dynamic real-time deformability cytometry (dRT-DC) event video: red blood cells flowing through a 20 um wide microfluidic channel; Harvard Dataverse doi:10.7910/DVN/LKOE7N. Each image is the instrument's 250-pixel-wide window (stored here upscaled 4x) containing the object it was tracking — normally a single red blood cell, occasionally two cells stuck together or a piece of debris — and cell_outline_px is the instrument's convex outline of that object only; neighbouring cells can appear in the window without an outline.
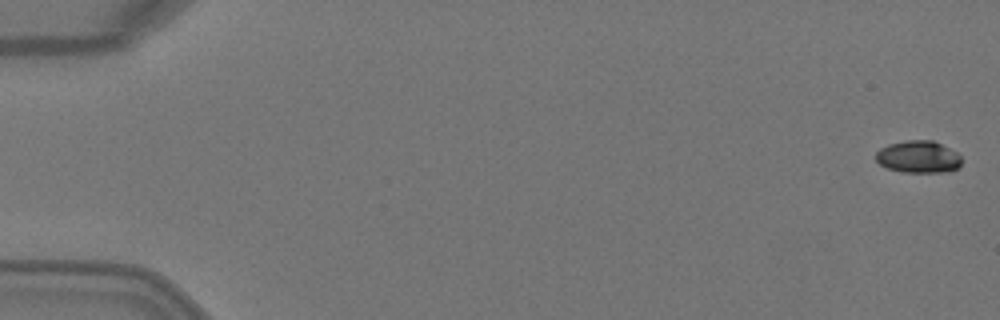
{"species": "Egyptian fruit bat (a non-hibernating species)", "species_latin": "Rousettus aegyptiacus", "temperature_condition": "warm", "stored_images_in_passage": 3, "camera_frame_rate_fps": 3000, "um_per_image_px": 0.085, "animal": {"sex": "female"}, "frame": {"image": 1, "passage_image": 1, "time_ms": 0.0, "image_size_px": [1000, 320], "cell_outline_px": [[960, 164], [956, 168], [948, 172], [904, 172], [888, 168], [880, 164], [876, 160], [876, 152], [880, 148], [888, 144], [908, 140], [932, 140], [956, 152], [960, 156]], "centroid_in_image_um": [78.04, 13.33], "position_along_channel_um": 7.0, "area_um2": 15.9}}
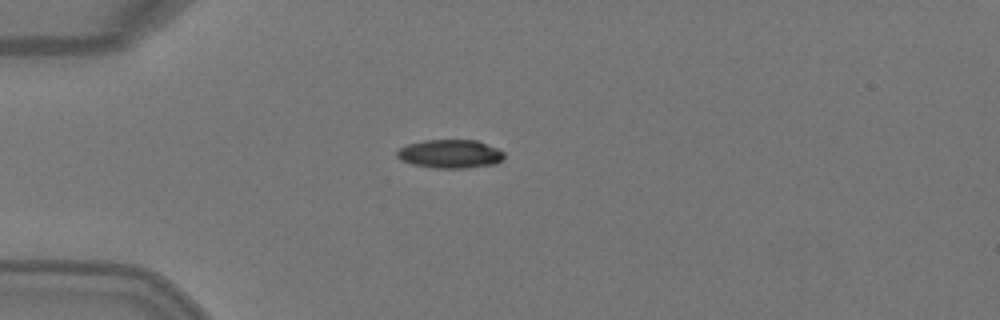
{"frame": {"image": 2, "passage_image": 3, "time_ms": 0.667, "image_size_px": [1000, 320], "cell_outline_px": [[504, 156], [496, 164], [468, 168], [432, 168], [412, 164], [400, 160], [396, 156], [396, 152], [400, 148], [408, 144], [424, 140], [476, 140], [496, 148], [504, 152]], "centroid_in_image_um": [38.24, 13.09], "position_along_channel_um": 46.8, "area_um2": 17.86}}